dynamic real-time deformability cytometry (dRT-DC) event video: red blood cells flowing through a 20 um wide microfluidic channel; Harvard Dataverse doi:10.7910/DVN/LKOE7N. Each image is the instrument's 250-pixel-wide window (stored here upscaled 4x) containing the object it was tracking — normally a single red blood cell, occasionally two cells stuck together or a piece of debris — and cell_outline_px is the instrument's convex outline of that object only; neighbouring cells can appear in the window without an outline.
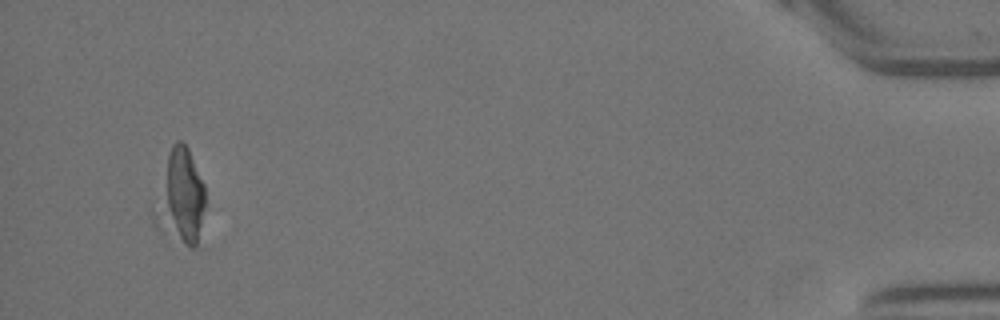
{"species": "Egyptian fruit bat (a non-hibernating species)", "species_latin": "Rousettus aegyptiacus", "temperature_condition": "warm", "stored_images_in_passage": 45, "segment_of_instrument_passage": [2, 2], "camera_frame_rate_fps": 3000, "um_per_image_px": 0.085, "animal": {"sex": "female"}, "frame": {"image": 1, "passage_image": 42, "time_ms": 13.667, "image_size_px": [1000, 320], "cell_outline_px": [[204, 208], [196, 248], [188, 248], [160, 232], [156, 228], [152, 216], [168, 152], [172, 144], [176, 140], [180, 140], [188, 148], [204, 184]], "centroid_in_image_um": [15.31, 16.81], "position_along_channel_um": 419.9, "area_um2": 27.92}}